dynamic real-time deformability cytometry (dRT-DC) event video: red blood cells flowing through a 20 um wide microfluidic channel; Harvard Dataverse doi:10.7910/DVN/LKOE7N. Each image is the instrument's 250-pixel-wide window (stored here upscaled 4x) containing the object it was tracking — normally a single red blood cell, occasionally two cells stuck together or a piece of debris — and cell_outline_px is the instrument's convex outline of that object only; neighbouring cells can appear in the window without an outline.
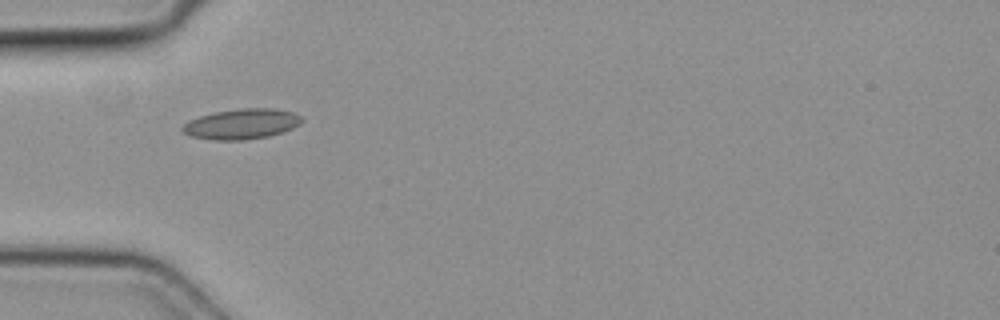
{"species": "common noctule bat (a hibernating species)", "species_latin": "Nyctalus noctula", "temperature_condition": "cold", "stored_images_in_passage": 1, "camera_frame_rate_fps": 3000, "um_per_image_px": 0.085, "animal": {"sex": "female", "body_mass_g": 19.3, "forearm_length_mm": 54.1}, "frame": {"image": 1, "passage_image": 1, "time_ms": 0.0, "image_size_px": [1000, 320], "cell_outline_px": [[304, 120], [300, 124], [292, 128], [268, 136], [244, 140], [212, 140], [192, 136], [184, 132], [180, 128], [188, 120], [212, 112], [240, 108], [272, 108], [292, 112], [300, 116]], "centroid_in_image_um": [20.52, 10.53], "position_along_channel_um": 64.5, "area_um2": 21.04}}